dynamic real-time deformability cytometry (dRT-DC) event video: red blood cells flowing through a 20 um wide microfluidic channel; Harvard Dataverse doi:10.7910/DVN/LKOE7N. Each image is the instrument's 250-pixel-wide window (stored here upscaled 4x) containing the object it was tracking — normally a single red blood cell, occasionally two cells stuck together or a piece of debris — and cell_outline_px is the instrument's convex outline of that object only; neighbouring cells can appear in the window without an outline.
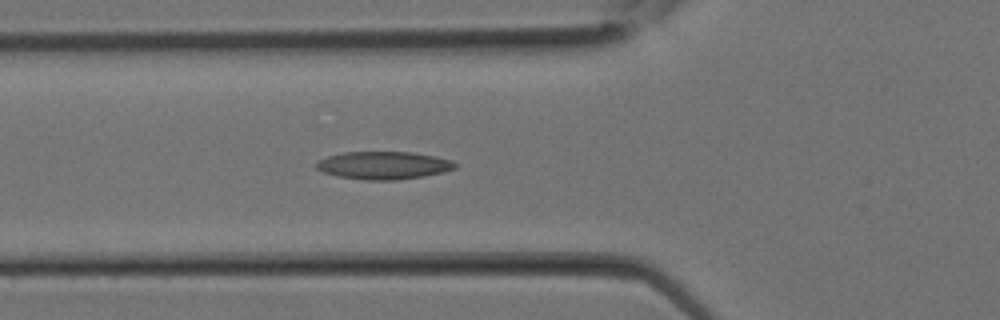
{"species": "Egyptian fruit bat (a non-hibernating species)", "species_latin": "Rousettus aegyptiacus", "temperature_condition": "room temperature", "stored_images_in_passage": 3, "camera_frame_rate_fps": 3000, "um_per_image_px": 0.085, "animal": {"sex": "female"}, "frame": {"image": 1, "passage_image": 3, "time_ms": 0.667, "image_size_px": [1000, 320], "cell_outline_px": [[456, 168], [444, 172], [424, 176], [396, 180], [368, 180], [336, 176], [324, 172], [316, 168], [316, 164], [320, 160], [328, 156], [344, 152], [412, 152], [436, 156], [452, 160], [456, 164]], "centroid_in_image_um": [32.64, 14.05], "position_along_channel_um": 93.2, "area_um2": 22.43}}